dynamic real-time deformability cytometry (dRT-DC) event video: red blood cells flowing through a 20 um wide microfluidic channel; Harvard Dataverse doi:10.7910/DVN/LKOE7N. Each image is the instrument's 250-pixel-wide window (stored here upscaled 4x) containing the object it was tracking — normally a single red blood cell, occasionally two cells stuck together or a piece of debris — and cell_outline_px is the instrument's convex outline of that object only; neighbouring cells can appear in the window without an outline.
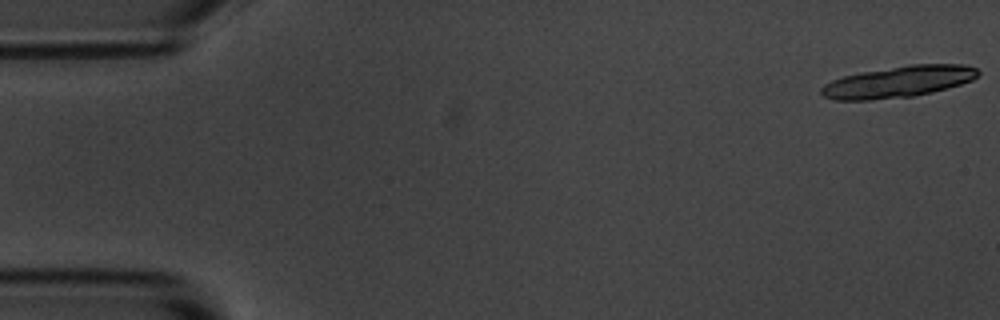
{"species": "common noctule bat (a hibernating species)", "species_latin": "Nyctalus noctula", "temperature_condition": "room temperature", "stored_images_in_passage": 11, "camera_frame_rate_fps": 3000, "um_per_image_px": 0.085, "animal": {"sex": "male", "body_mass_g": 20.1, "forearm_length_mm": 53.5}, "frame": {"image": 1, "passage_image": 1, "time_ms": 0.0, "image_size_px": [1000, 320], "cell_outline_px": [[980, 72], [972, 80], [948, 88], [932, 92], [912, 96], [868, 100], [836, 100], [824, 96], [820, 92], [820, 88], [824, 84], [832, 80], [844, 76], [864, 72], [912, 64], [964, 64], [976, 68]], "centroid_in_image_um": [76.37, 6.95], "position_along_channel_um": 8.6, "area_um2": 28.38}}
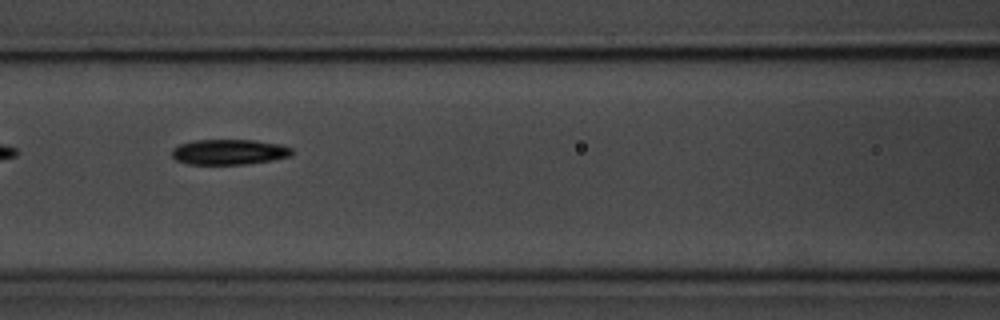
{"frame": {"image": 2, "passage_image": 7, "time_ms": 7.667, "image_size_px": [1000, 320], "cell_outline_px": [[292, 156], [272, 160], [244, 164], [188, 164], [176, 160], [172, 156], [172, 148], [180, 144], [192, 140], [252, 140], [280, 144], [292, 148]], "centroid_in_image_um": [19.46, 12.91], "position_along_channel_um": 147.1, "area_um2": 17.74}}
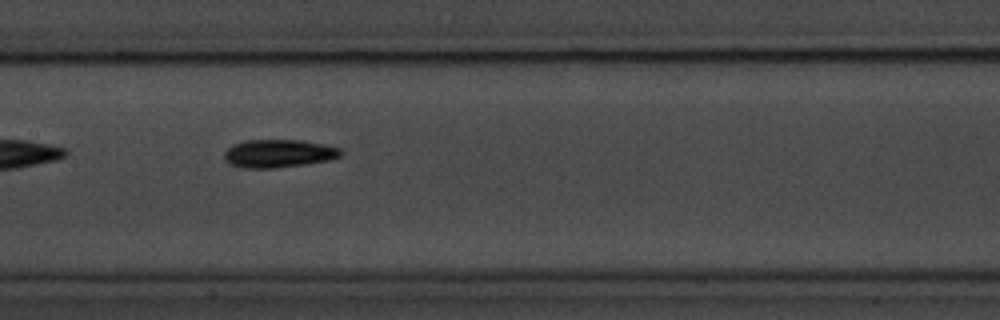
{"frame": {"image": 3, "passage_image": 8, "time_ms": 8.667, "image_size_px": [1000, 320], "cell_outline_px": [[344, 152], [340, 156], [328, 160], [304, 164], [276, 168], [244, 168], [232, 164], [224, 160], [224, 152], [232, 144], [244, 140], [300, 140], [324, 144], [340, 148]], "centroid_in_image_um": [23.67, 13.04], "position_along_channel_um": 183.7, "area_um2": 19.07}}